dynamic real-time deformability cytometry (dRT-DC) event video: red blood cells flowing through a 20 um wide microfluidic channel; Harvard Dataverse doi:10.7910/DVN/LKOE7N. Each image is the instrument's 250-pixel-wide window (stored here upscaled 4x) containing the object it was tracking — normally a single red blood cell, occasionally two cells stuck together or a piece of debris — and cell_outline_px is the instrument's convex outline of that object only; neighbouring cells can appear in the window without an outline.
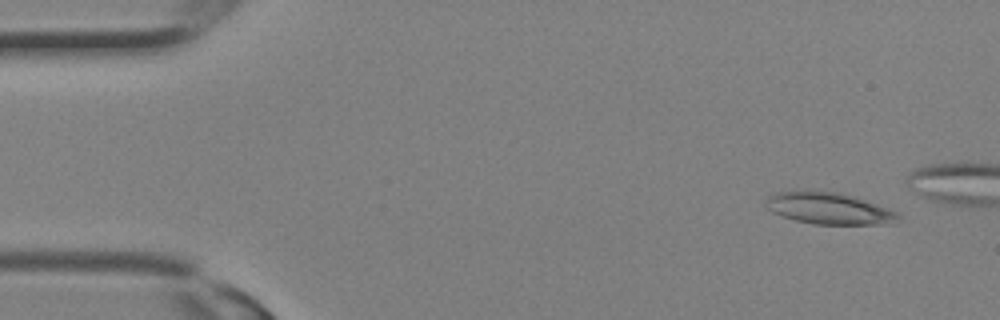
{"species": "Egyptian fruit bat (a non-hibernating species)", "species_latin": "Rousettus aegyptiacus", "temperature_condition": "room temperature", "stored_images_in_passage": 15, "camera_frame_rate_fps": 3000, "um_per_image_px": 0.085, "animal": {"sex": "female"}, "frame": {"image": 1, "passage_image": 1, "time_ms": 0.0, "image_size_px": [1000, 320], "cell_outline_px": [[900, 216], [880, 224], [812, 224], [796, 220], [772, 212], [768, 208], [764, 200], [768, 196], [776, 192], [804, 188], [812, 188], [840, 192], [856, 196], [900, 212]], "centroid_in_image_um": [70.38, 17.64], "position_along_channel_um": 14.6, "area_um2": 24.97}}
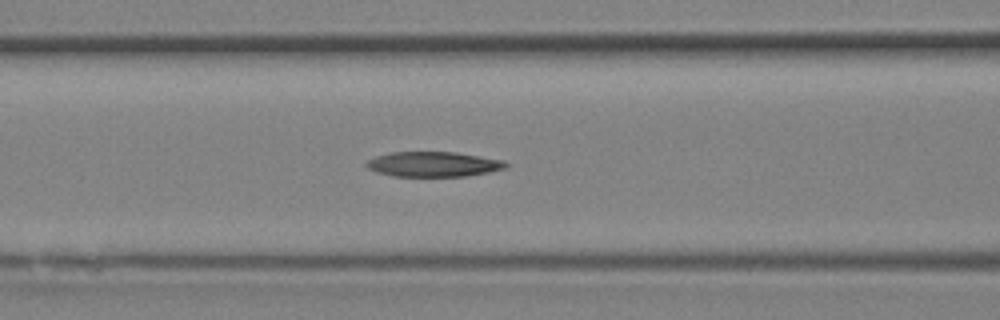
{"frame": {"image": 2, "passage_image": 11, "time_ms": 3.333, "image_size_px": [1000, 320], "cell_outline_px": [[508, 164], [504, 168], [488, 172], [468, 176], [396, 176], [376, 172], [368, 168], [364, 164], [368, 160], [376, 156], [392, 152], [456, 152], [504, 160]], "centroid_in_image_um": [36.83, 13.95], "position_along_channel_um": 129.8, "area_um2": 20.23}}
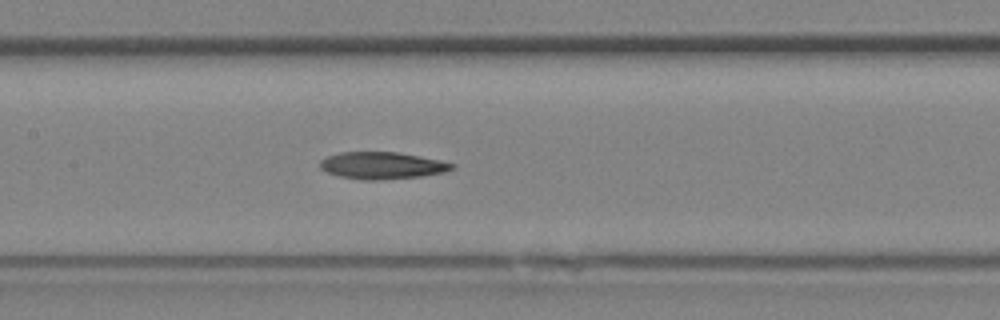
{"frame": {"image": 3, "passage_image": 13, "time_ms": 4.0, "image_size_px": [1000, 320], "cell_outline_px": [[456, 164], [452, 168], [444, 172], [420, 176], [380, 180], [360, 180], [340, 176], [328, 172], [320, 168], [320, 160], [328, 156], [340, 152], [400, 152], [440, 160]], "centroid_in_image_um": [32.47, 14.06], "position_along_channel_um": 174.9, "area_um2": 20.69}}